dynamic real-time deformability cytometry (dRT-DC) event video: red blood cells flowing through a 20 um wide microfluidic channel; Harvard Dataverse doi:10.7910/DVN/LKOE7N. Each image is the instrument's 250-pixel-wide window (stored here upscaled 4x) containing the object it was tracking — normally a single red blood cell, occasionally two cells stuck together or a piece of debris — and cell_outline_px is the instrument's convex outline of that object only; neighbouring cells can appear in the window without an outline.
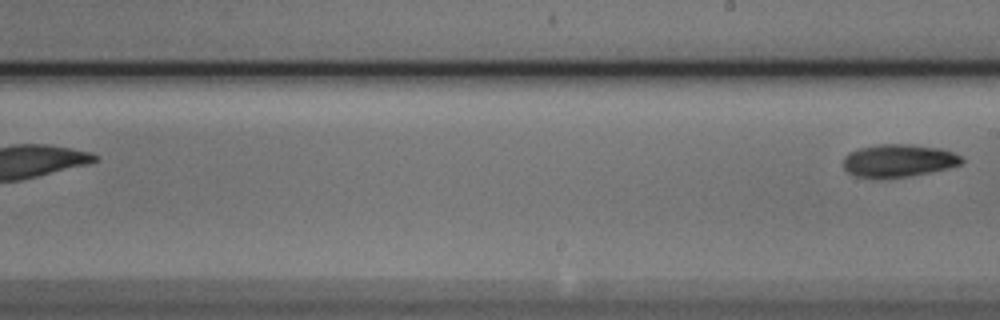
{"species": "Egyptian fruit bat (a non-hibernating species)", "species_latin": "Rousettus aegyptiacus", "temperature_condition": "cold", "stored_images_in_passage": 7, "segment_of_instrument_passage": [2, 2], "camera_frame_rate_fps": 3000, "um_per_image_px": 0.085, "animal": {"sex": "male"}, "frame": {"image": 1, "passage_image": 7, "time_ms": 2.0, "image_size_px": [1000, 320], "cell_outline_px": [[964, 160], [960, 164], [948, 168], [908, 176], [884, 180], [876, 180], [856, 176], [848, 172], [844, 168], [844, 156], [848, 152], [860, 148], [880, 144], [908, 144], [940, 148], [952, 152], [960, 156]], "centroid_in_image_um": [76.32, 13.68], "position_along_channel_um": 212.7, "area_um2": 22.83}}